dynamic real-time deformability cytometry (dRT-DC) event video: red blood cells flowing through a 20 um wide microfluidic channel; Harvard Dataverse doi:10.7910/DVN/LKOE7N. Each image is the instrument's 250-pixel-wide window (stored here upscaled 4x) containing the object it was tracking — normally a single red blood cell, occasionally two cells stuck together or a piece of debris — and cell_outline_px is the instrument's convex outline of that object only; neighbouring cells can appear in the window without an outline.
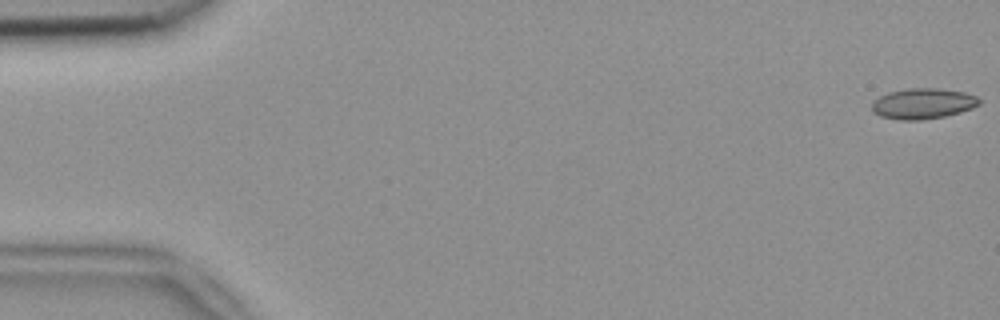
{"species": "common noctule bat (a hibernating species)", "species_latin": "Nyctalus noctula", "temperature_condition": "room temperature", "stored_images_in_passage": 28, "camera_frame_rate_fps": 3000, "um_per_image_px": 0.085, "animal": {"sex": "female", "body_mass_g": 18.4}, "frame": {"image": 1, "passage_image": 1, "time_ms": 0.0, "image_size_px": [1000, 320], "cell_outline_px": [[980, 104], [972, 108], [960, 112], [944, 116], [920, 120], [900, 120], [880, 116], [872, 112], [872, 100], [888, 92], [904, 88], [936, 88], [964, 92], [976, 96], [980, 100]], "centroid_in_image_um": [78.41, 8.8], "position_along_channel_um": 6.6, "area_um2": 19.25}}